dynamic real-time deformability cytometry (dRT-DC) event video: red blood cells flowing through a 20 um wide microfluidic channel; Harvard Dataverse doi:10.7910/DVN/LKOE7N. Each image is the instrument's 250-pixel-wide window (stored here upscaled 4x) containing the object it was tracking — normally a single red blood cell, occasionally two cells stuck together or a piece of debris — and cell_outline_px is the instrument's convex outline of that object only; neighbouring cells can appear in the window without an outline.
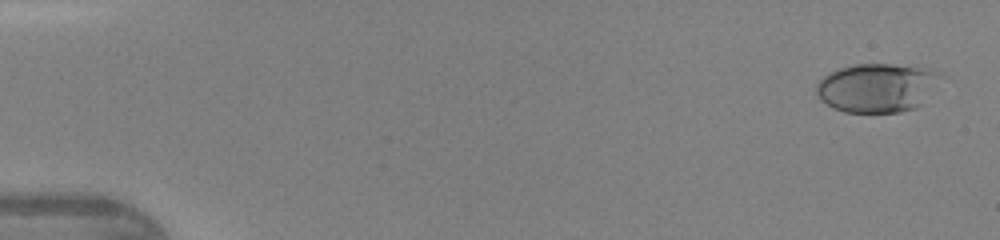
{"species": "human", "species_latin": "Homo sapiens", "temperature_condition": "warm", "stored_images_in_passage": 45, "camera_frame_rate_fps": 3000, "um_per_image_px": 0.085, "donor": {"sex": "female"}, "frame": {"image": 1, "passage_image": 2, "time_ms": 0.333, "image_size_px": [1000, 240], "cell_outline_px": [[928, 72], [920, 104], [916, 108], [900, 112], [844, 112], [832, 108], [820, 100], [816, 92], [816, 84], [828, 72], [840, 68], [856, 64], [892, 64], [928, 68]], "centroid_in_image_um": [74.22, 7.48], "position_along_channel_um": 10.8, "area_um2": 33.23}}
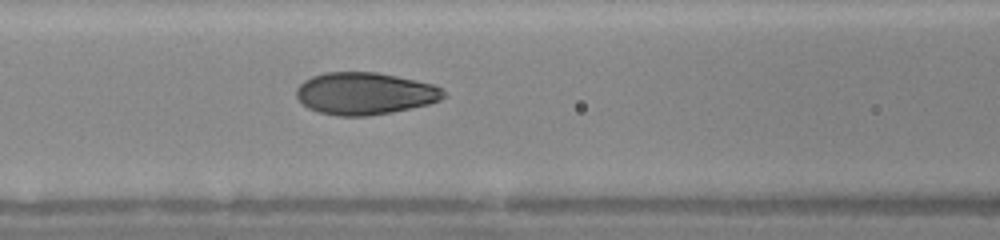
{"frame": {"image": 2, "passage_image": 20, "time_ms": 6.333, "image_size_px": [1000, 240], "cell_outline_px": [[448, 96], [440, 100], [428, 104], [392, 112], [368, 116], [336, 116], [320, 112], [308, 108], [296, 96], [296, 88], [304, 80], [312, 76], [324, 72], [376, 72], [416, 80], [432, 84], [440, 88]], "centroid_in_image_um": [31.0, 7.95], "position_along_channel_um": 135.6, "area_um2": 36.18}}
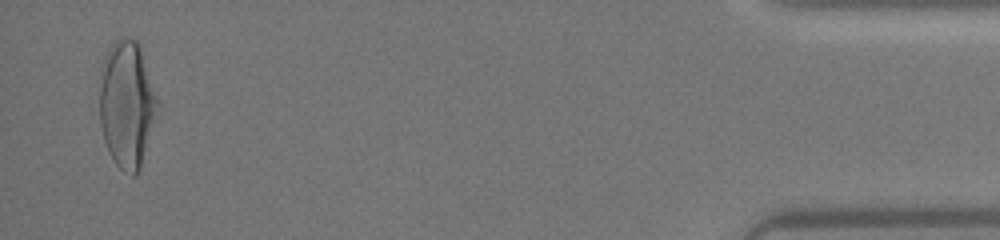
{"frame": {"image": 3, "passage_image": 44, "time_ms": 14.333, "image_size_px": [1000, 240], "cell_outline_px": [[156, 104], [140, 168], [132, 176], [124, 172], [112, 160], [108, 152], [104, 140], [100, 124], [100, 88], [104, 56], [116, 40], [120, 36], [136, 40], [140, 44], [156, 100]], "centroid_in_image_um": [10.72, 8.84], "position_along_channel_um": 424.5, "area_um2": 41.38}}